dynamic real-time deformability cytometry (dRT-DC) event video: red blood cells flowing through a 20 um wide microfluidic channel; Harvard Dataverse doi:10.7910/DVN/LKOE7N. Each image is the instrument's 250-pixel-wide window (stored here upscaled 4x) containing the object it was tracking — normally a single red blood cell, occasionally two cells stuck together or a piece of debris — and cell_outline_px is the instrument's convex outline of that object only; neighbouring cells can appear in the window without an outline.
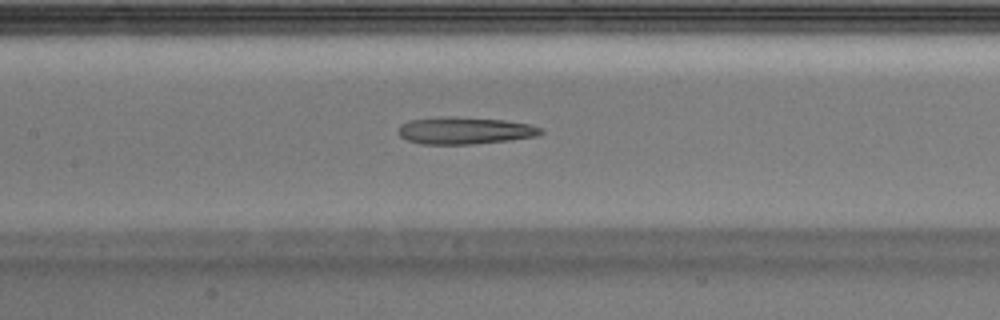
{"species": "Egyptian fruit bat (a non-hibernating species)", "species_latin": "Rousettus aegyptiacus", "temperature_condition": "warm", "stored_images_in_passage": 33, "camera_frame_rate_fps": 3000, "um_per_image_px": 0.085, "animal": {"sex": "male"}, "frame": {"image": 1, "passage_image": 19, "time_ms": 6.0, "image_size_px": [1000, 320], "cell_outline_px": [[544, 132], [536, 136], [512, 140], [472, 144], [420, 144], [408, 140], [400, 136], [396, 132], [396, 128], [400, 124], [408, 120], [444, 116], [456, 116], [504, 120], [528, 124], [544, 128]], "centroid_in_image_um": [39.47, 11.09], "position_along_channel_um": 167.9, "area_um2": 22.89}}